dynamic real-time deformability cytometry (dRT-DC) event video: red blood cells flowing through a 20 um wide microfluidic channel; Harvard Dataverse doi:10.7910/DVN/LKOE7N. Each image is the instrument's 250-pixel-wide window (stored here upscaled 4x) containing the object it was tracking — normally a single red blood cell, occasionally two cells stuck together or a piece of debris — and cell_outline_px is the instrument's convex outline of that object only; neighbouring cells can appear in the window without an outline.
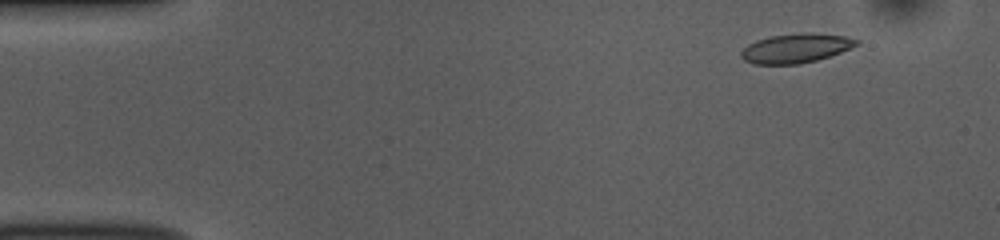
{"species": "common noctule bat (a hibernating species)", "species_latin": "Nyctalus noctula", "temperature_condition": "room temperature", "stored_images_in_passage": 53, "camera_frame_rate_fps": 3000, "um_per_image_px": 0.085, "animal": {"sex": "female", "body_mass_g": 10.0, "forearm_length_mm": 53.1}, "frame": {"image": 1, "passage_image": 5, "time_ms": 1.333, "image_size_px": [1000, 240], "cell_outline_px": [[860, 44], [840, 52], [816, 60], [800, 64], [752, 64], [744, 60], [740, 56], [740, 52], [748, 44], [756, 40], [772, 36], [800, 32], [812, 32], [844, 36], [860, 40]], "centroid_in_image_um": [67.64, 4.09], "position_along_channel_um": 17.4, "area_um2": 19.77}}
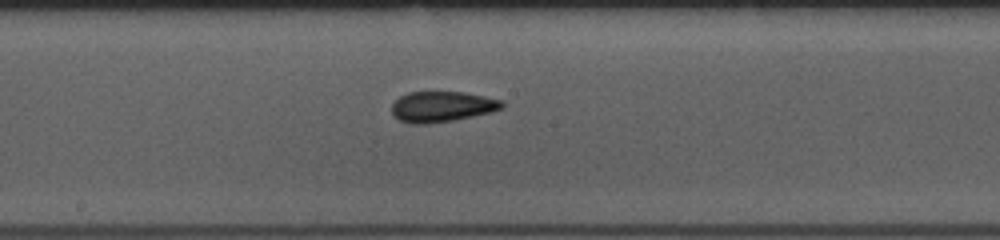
{"frame": {"image": 2, "passage_image": 28, "time_ms": 9.0, "image_size_px": [1000, 240], "cell_outline_px": [[504, 108], [492, 112], [452, 120], [428, 124], [412, 124], [400, 120], [392, 116], [392, 104], [400, 96], [408, 92], [464, 92], [504, 100]], "centroid_in_image_um": [37.58, 9.06], "position_along_channel_um": 210.6, "area_um2": 19.77}}
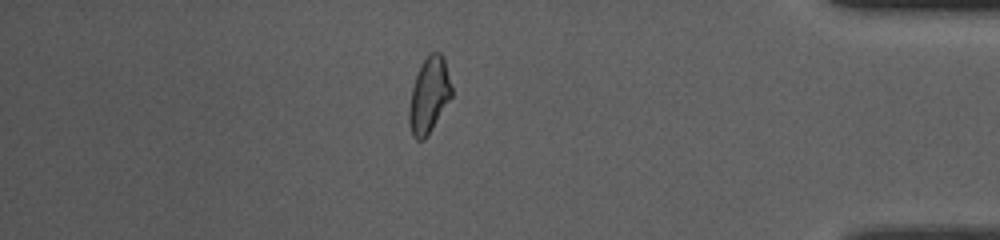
{"frame": {"image": 3, "passage_image": 46, "time_ms": 15.0, "image_size_px": [1000, 240], "cell_outline_px": [[452, 96], [428, 136], [424, 140], [416, 140], [412, 136], [408, 124], [408, 108], [412, 88], [420, 64], [428, 52], [440, 52], [444, 56], [452, 88]], "centroid_in_image_um": [36.45, 8.1], "position_along_channel_um": 398.7, "area_um2": 19.13}, "authors_computed_cell_mechanics": {"area_um2": 19.3052, "velocity_mm_per_s": 3.7264, "shape_relaxation_time_tau1_ms": null, "shape_relaxation_time_tau2_ms": 2.302, "deformation_change_tau1": null, "deformation_change_tau2": 0.0891}}